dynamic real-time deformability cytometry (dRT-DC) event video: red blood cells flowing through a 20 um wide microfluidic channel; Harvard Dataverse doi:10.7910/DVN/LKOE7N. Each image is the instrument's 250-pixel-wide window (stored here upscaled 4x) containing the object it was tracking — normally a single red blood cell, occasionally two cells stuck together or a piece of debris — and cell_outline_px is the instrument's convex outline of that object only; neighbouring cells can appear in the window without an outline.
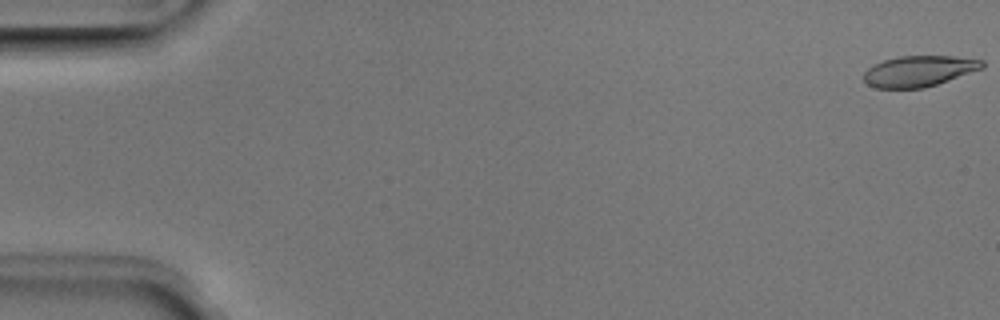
{"species": "Egyptian fruit bat (a non-hibernating species)", "species_latin": "Rousettus aegyptiacus", "temperature_condition": "room temperature", "stored_images_in_passage": 51, "camera_frame_rate_fps": 3000, "um_per_image_px": 0.085, "animal": {"sex": "male"}, "frame": {"image": 1, "passage_image": 1, "time_ms": 0.0, "image_size_px": [1000, 320], "cell_outline_px": [[984, 68], [924, 88], [876, 88], [868, 84], [864, 80], [864, 72], [868, 68], [884, 60], [900, 56], [952, 56], [984, 60]], "centroid_in_image_um": [78.13, 6.04], "position_along_channel_um": 6.9, "area_um2": 21.1}}
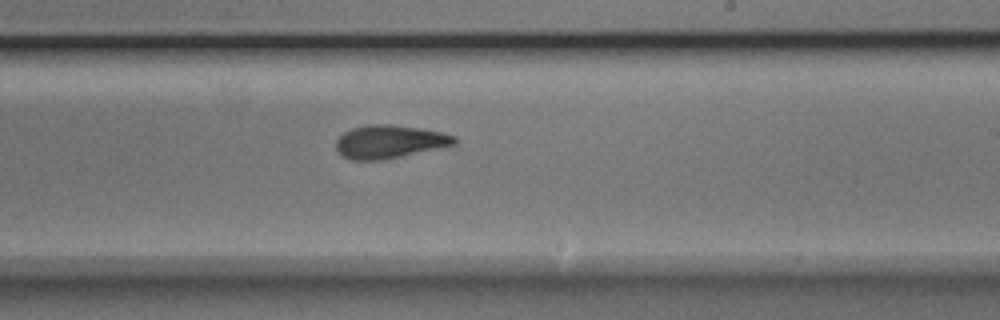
{"frame": {"image": 2, "passage_image": 31, "time_ms": 10.0, "image_size_px": [1000, 320], "cell_outline_px": [[460, 140], [456, 144], [384, 160], [352, 160], [336, 152], [336, 140], [344, 132], [352, 128], [368, 124], [392, 124], [444, 132], [456, 136]], "centroid_in_image_um": [33.12, 12.04], "position_along_channel_um": 255.9, "area_um2": 23.06}}
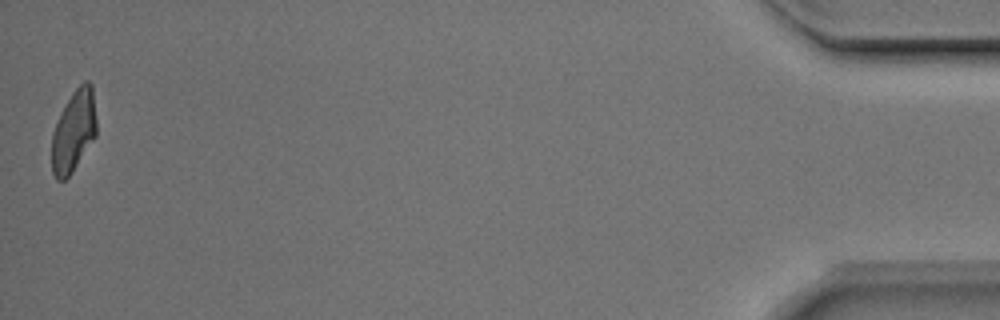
{"frame": {"image": 3, "passage_image": 51, "time_ms": 16.667, "image_size_px": [1000, 320], "cell_outline_px": [[96, 136], [72, 172], [64, 180], [56, 180], [52, 172], [52, 132], [60, 112], [72, 92], [84, 80], [88, 80], [92, 84], [96, 120]], "centroid_in_image_um": [6.26, 11.12], "position_along_channel_um": 428.9, "area_um2": 21.39}, "authors_computed_cell_mechanics": {"area_um2": 22.542, "velocity_mm_per_s": 3.9896, "shape_relaxation_time_tau1_ms": 5.422, "shape_relaxation_time_tau2_ms": 2.196, "deformation_change_tau1": 0.1779, "deformation_change_tau2": 0.0879}}